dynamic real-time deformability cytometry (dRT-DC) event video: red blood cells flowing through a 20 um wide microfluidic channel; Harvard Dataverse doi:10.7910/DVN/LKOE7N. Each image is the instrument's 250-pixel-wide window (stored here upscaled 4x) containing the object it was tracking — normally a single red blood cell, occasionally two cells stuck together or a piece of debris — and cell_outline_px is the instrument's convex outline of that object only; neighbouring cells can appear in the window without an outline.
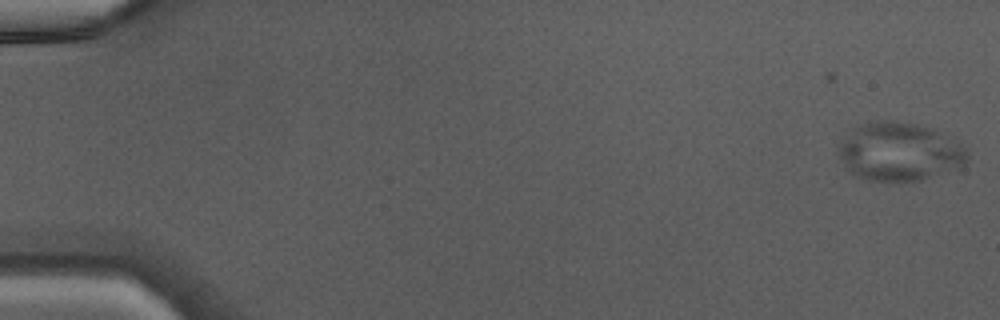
{"species": "Egyptian fruit bat (a non-hibernating species)", "species_latin": "Rousettus aegyptiacus", "temperature_condition": "warm", "stored_images_in_passage": 46, "camera_frame_rate_fps": 3000, "um_per_image_px": 0.085, "animal": {"sex": "male"}, "frame": {"image": 1, "passage_image": 1, "time_ms": 0.0, "image_size_px": [1000, 320], "cell_outline_px": [[968, 160], [964, 164], [956, 168], [920, 180], [868, 180], [852, 172], [848, 168], [840, 156], [840, 144], [844, 136], [860, 124], [876, 120], [896, 120], [916, 124], [932, 128], [964, 148], [968, 156]], "centroid_in_image_um": [76.44, 12.87], "position_along_channel_um": 8.6, "area_um2": 42.77}}
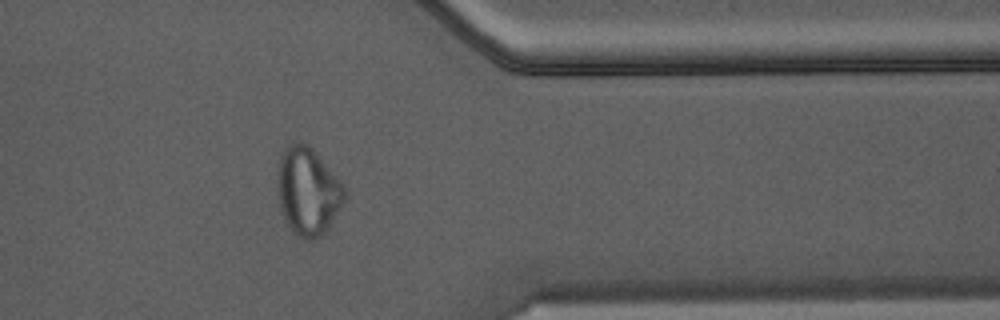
{"frame": {"image": 2, "passage_image": 38, "time_ms": 12.333, "image_size_px": [1000, 320], "cell_outline_px": [[344, 200], [332, 220], [324, 232], [316, 240], [304, 240], [284, 220], [280, 208], [276, 176], [280, 160], [284, 148], [288, 144], [300, 140], [308, 144], [312, 148], [340, 180], [344, 188]], "centroid_in_image_um": [26.13, 16.22], "position_along_channel_um": 385.3, "area_um2": 33.93}}